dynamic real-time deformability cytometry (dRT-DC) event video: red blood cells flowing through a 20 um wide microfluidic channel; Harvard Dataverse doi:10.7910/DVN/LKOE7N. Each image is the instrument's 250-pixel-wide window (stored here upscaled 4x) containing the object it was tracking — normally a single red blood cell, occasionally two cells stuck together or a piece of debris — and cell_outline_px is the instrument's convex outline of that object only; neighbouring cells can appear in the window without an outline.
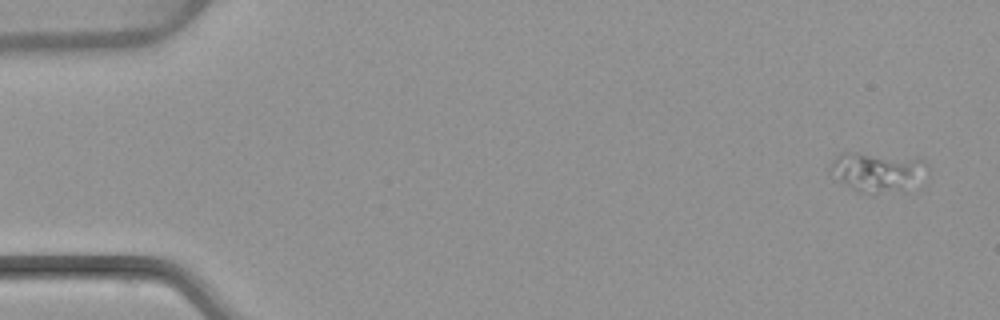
{"species": "common noctule bat (a hibernating species)", "species_latin": "Nyctalus noctula", "temperature_condition": "warm", "stored_images_in_passage": 5, "camera_frame_rate_fps": 3000, "um_per_image_px": 0.085, "animal": {"sex": "female", "body_mass_g": 22.7, "forearm_length_mm": 54.2}, "frame": {"image": 1, "passage_image": 1, "time_ms": 0.0, "image_size_px": [1000, 320], "cell_outline_px": [[928, 168], [924, 184], [876, 192], [860, 192], [840, 180], [828, 168], [832, 160], [840, 152], [856, 152], [916, 156], [924, 160], [928, 164]], "centroid_in_image_um": [74.69, 14.53], "position_along_channel_um": 10.3, "area_um2": 22.54}}
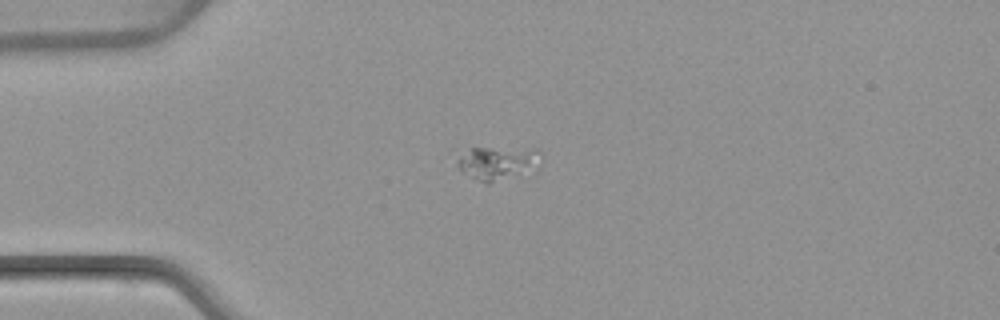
{"frame": {"image": 2, "passage_image": 4, "time_ms": 3.667, "image_size_px": [1000, 320], "cell_outline_px": [[544, 156], [536, 172], [488, 184], [472, 176], [460, 168], [456, 164], [460, 156], [472, 148], [540, 148]], "centroid_in_image_um": [42.51, 13.85], "position_along_channel_um": 42.5, "area_um2": 16.82}}